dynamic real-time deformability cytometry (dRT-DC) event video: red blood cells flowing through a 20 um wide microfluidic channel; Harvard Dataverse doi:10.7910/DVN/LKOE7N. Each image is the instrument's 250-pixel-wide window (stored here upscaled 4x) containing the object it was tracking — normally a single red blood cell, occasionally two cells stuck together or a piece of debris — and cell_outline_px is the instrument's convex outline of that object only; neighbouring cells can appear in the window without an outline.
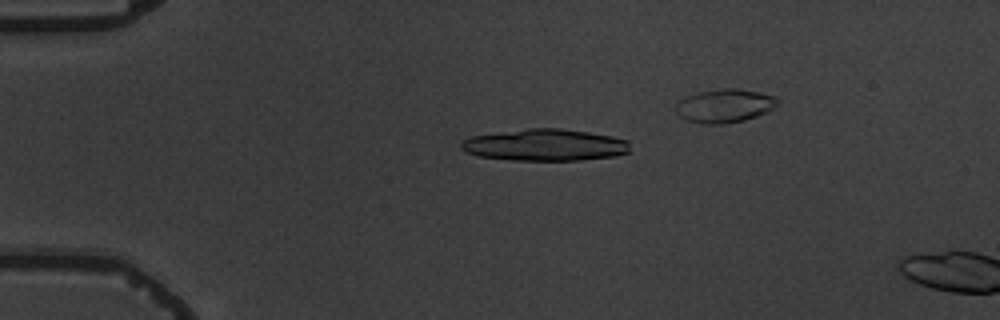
{"species": "common noctule bat (a hibernating species)", "species_latin": "Nyctalus noctula", "temperature_condition": "warm", "stored_images_in_passage": 4, "camera_frame_rate_fps": 3000, "um_per_image_px": 0.085, "animal": {"sex": "male", "body_mass_g": 19.5, "forearm_length_mm": 54.6}, "frame": {"image": 1, "passage_image": 3, "time_ms": 3.333, "image_size_px": [1000, 320], "cell_outline_px": [[628, 152], [616, 156], [580, 160], [512, 160], [476, 156], [460, 148], [460, 144], [464, 140], [472, 136], [528, 128], [560, 128], [588, 132], [612, 136], [628, 140]], "centroid_in_image_um": [46.32, 12.32], "position_along_channel_um": 38.7, "area_um2": 31.15}}